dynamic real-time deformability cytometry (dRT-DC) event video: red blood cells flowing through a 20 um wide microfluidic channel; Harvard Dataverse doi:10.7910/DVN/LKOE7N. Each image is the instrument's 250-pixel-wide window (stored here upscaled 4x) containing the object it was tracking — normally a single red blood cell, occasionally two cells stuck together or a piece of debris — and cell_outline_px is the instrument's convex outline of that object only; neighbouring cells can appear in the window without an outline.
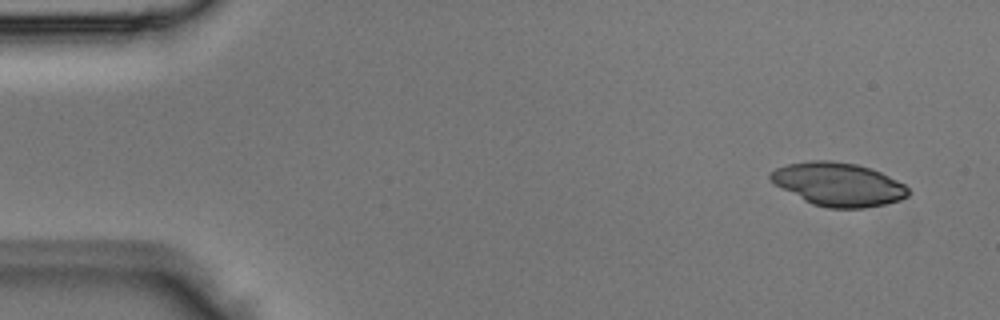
{"species": "Egyptian fruit bat (a non-hibernating species)", "species_latin": "Rousettus aegyptiacus", "temperature_condition": "room temperature", "stored_images_in_passage": 4, "segment_of_instrument_passage": [1, 2], "camera_frame_rate_fps": 3000, "um_per_image_px": 0.085, "animal": {"sex": "male"}, "frame": {"image": 1, "passage_image": 1, "time_ms": 0.0, "image_size_px": [1000, 320], "cell_outline_px": [[908, 196], [900, 200], [884, 204], [864, 208], [828, 208], [812, 204], [804, 200], [776, 184], [768, 176], [768, 172], [776, 168], [788, 164], [808, 160], [832, 160], [856, 164], [880, 172], [904, 184], [908, 188]], "centroid_in_image_um": [71.25, 15.66], "position_along_channel_um": 13.8, "area_um2": 34.56}}